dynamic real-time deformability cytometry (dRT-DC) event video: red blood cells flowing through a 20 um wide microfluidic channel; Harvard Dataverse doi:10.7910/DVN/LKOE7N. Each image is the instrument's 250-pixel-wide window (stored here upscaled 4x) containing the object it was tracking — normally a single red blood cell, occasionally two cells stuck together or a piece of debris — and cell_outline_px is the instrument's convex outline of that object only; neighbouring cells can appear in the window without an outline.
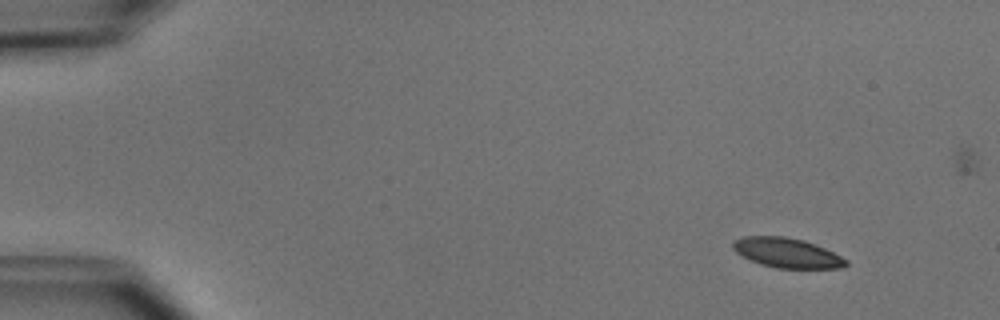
{"species": "common noctule bat (a hibernating species)", "species_latin": "Nyctalus noctula", "temperature_condition": "cold", "stored_images_in_passage": 4, "camera_frame_rate_fps": 3000, "um_per_image_px": 0.085, "animal": {"sex": "male", "body_mass_g": 15.6}, "frame": {"image": 1, "passage_image": 1, "time_ms": 0.0, "image_size_px": [1000, 320], "cell_outline_px": [[848, 264], [844, 268], [776, 268], [760, 264], [736, 252], [732, 248], [732, 244], [736, 240], [744, 236], [784, 236], [804, 240], [816, 244], [848, 260]], "centroid_in_image_um": [66.92, 21.49], "position_along_channel_um": 18.1, "area_um2": 19.48}}
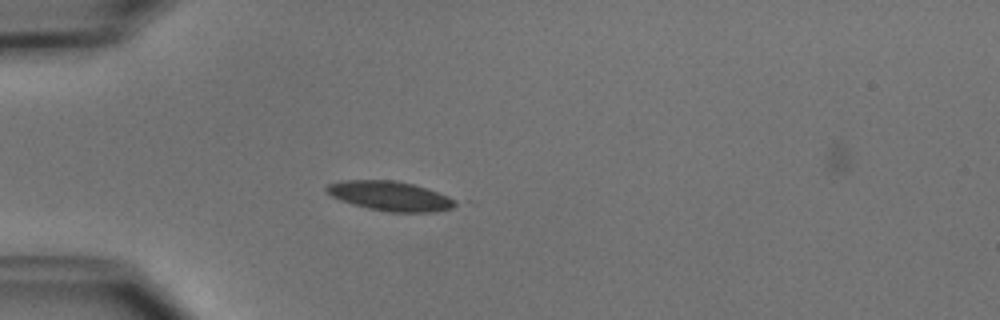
{"frame": {"image": 2, "passage_image": 3, "time_ms": 3.333, "image_size_px": [1000, 320], "cell_outline_px": [[460, 204], [452, 208], [436, 212], [388, 212], [368, 208], [352, 204], [340, 200], [332, 196], [324, 188], [328, 184], [344, 180], [396, 180], [412, 184], [448, 196], [456, 200]], "centroid_in_image_um": [33.17, 16.67], "position_along_channel_um": 51.8, "area_um2": 22.14}}